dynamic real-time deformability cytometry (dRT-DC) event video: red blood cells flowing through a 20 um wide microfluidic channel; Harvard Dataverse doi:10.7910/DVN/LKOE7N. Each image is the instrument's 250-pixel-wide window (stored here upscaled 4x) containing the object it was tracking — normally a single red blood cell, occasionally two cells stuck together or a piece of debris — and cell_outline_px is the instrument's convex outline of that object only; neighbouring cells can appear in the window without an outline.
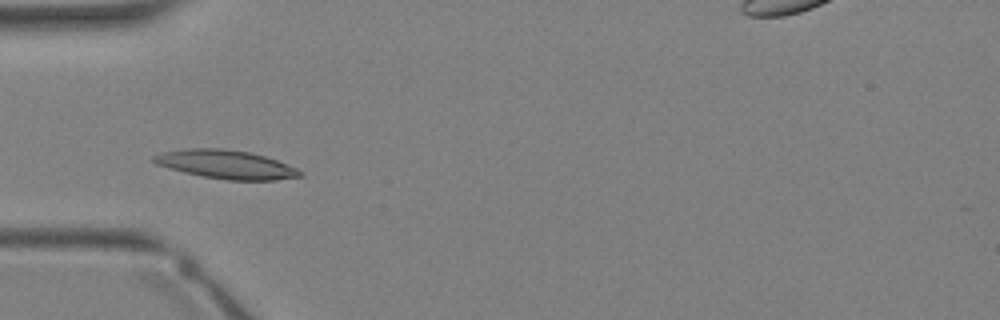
{"species": "Egyptian fruit bat (a non-hibernating species)", "species_latin": "Rousettus aegyptiacus", "temperature_condition": "warm", "stored_images_in_passage": 27, "camera_frame_rate_fps": 3000, "um_per_image_px": 0.085, "animal": {"sex": "female"}, "frame": {"image": 1, "passage_image": 3, "time_ms": 0.667, "image_size_px": [1000, 320], "cell_outline_px": [[304, 176], [276, 180], [228, 180], [204, 176], [184, 172], [168, 168], [156, 164], [152, 160], [152, 156], [160, 152], [184, 148], [224, 148], [252, 152], [276, 160], [296, 168], [304, 172]], "centroid_in_image_um": [19.2, 13.96], "position_along_channel_um": 65.8, "area_um2": 24.57}}
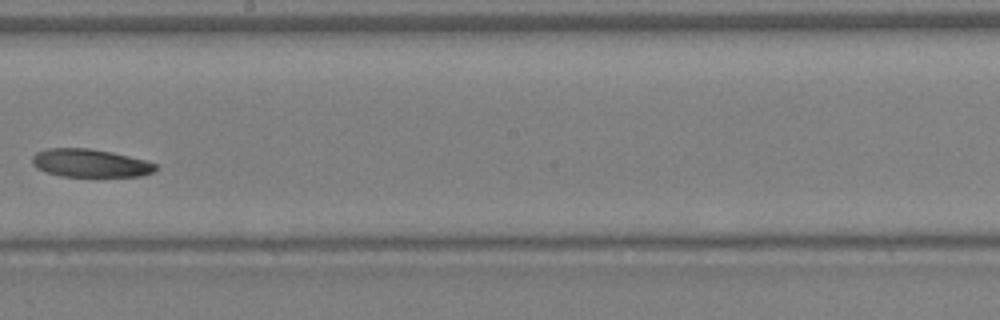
{"frame": {"image": 2, "passage_image": 12, "time_ms": 3.667, "image_size_px": [1000, 320], "cell_outline_px": [[156, 168], [152, 172], [140, 176], [60, 176], [36, 168], [32, 164], [32, 156], [36, 152], [48, 148], [88, 148], [112, 152], [148, 160], [156, 164]], "centroid_in_image_um": [7.65, 13.85], "position_along_channel_um": 240.5, "area_um2": 20.17}}
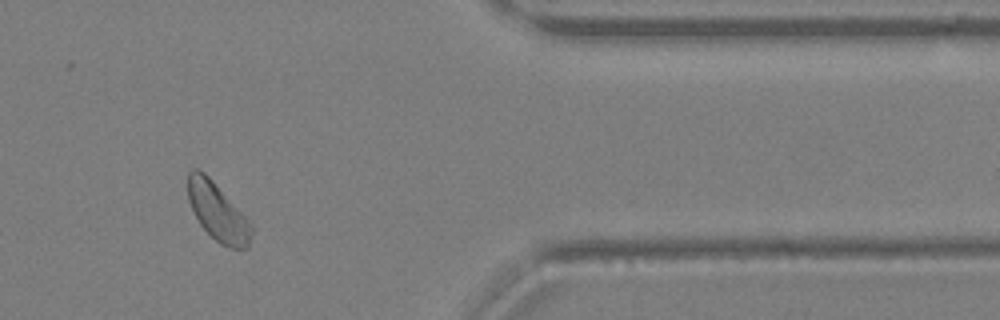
{"frame": {"image": 3, "passage_image": 21, "time_ms": 6.667, "image_size_px": [1000, 320], "cell_outline_px": [[252, 232], [248, 248], [232, 248], [220, 244], [200, 224], [188, 200], [188, 172], [192, 168], [196, 168], [204, 172], [212, 180], [252, 224]], "centroid_in_image_um": [18.49, 18.01], "position_along_channel_um": 392.9, "area_um2": 20.98}}